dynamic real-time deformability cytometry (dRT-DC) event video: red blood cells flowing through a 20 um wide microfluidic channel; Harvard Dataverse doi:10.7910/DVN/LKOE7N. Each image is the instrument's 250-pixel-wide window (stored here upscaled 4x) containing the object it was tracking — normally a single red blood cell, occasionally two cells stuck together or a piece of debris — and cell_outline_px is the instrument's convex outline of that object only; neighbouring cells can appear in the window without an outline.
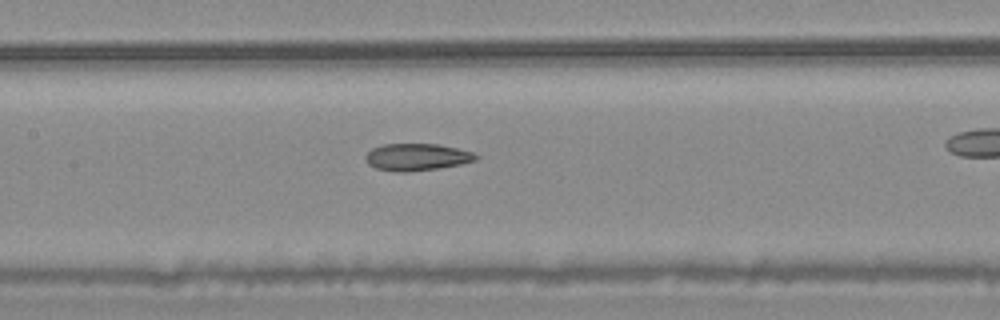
{"species": "common noctule bat (a hibernating species)", "species_latin": "Nyctalus noctula", "temperature_condition": "warm", "stored_images_in_passage": 44, "camera_frame_rate_fps": 3000, "um_per_image_px": 0.085, "animal": {"sex": "male", "body_mass_g": 20.4}, "frame": {"image": 1, "passage_image": 26, "time_ms": 8.333, "image_size_px": [1000, 320], "cell_outline_px": [[480, 156], [476, 160], [460, 164], [440, 168], [408, 172], [396, 172], [376, 168], [368, 164], [364, 160], [364, 156], [372, 148], [384, 144], [440, 144], [476, 152]], "centroid_in_image_um": [35.45, 13.35], "position_along_channel_um": 171.9, "area_um2": 17.69}}